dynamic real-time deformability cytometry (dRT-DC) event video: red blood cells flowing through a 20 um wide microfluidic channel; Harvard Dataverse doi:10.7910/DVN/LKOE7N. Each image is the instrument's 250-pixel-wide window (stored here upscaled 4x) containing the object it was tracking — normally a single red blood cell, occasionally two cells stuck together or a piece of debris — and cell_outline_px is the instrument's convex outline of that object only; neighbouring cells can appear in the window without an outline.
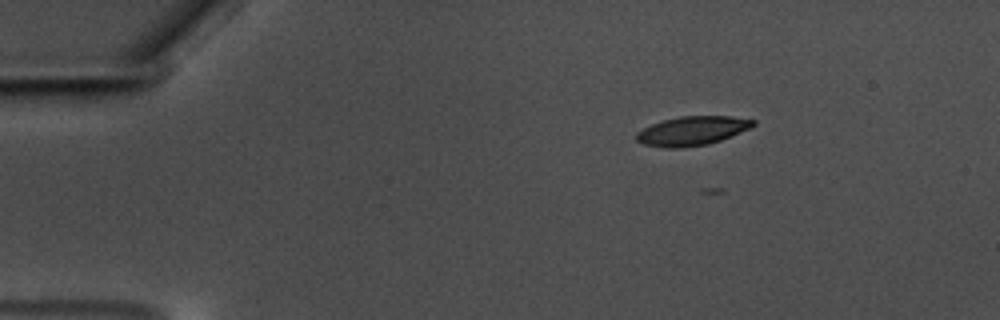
{"species": "common noctule bat (a hibernating species)", "species_latin": "Nyctalus noctula", "temperature_condition": "warm", "stored_images_in_passage": 9, "camera_frame_rate_fps": 3000, "um_per_image_px": 0.085, "animal": {"sex": "male", "body_mass_g": 17.5, "forearm_length_mm": 52.3}, "frame": {"image": 1, "passage_image": 1, "time_ms": 0.0, "image_size_px": [1000, 320], "cell_outline_px": [[756, 124], [748, 128], [720, 140], [708, 144], [680, 148], [664, 148], [644, 144], [636, 140], [636, 132], [652, 124], [664, 120], [680, 116], [732, 116], [756, 120]], "centroid_in_image_um": [58.81, 11.12], "position_along_channel_um": 26.2, "area_um2": 19.59}}